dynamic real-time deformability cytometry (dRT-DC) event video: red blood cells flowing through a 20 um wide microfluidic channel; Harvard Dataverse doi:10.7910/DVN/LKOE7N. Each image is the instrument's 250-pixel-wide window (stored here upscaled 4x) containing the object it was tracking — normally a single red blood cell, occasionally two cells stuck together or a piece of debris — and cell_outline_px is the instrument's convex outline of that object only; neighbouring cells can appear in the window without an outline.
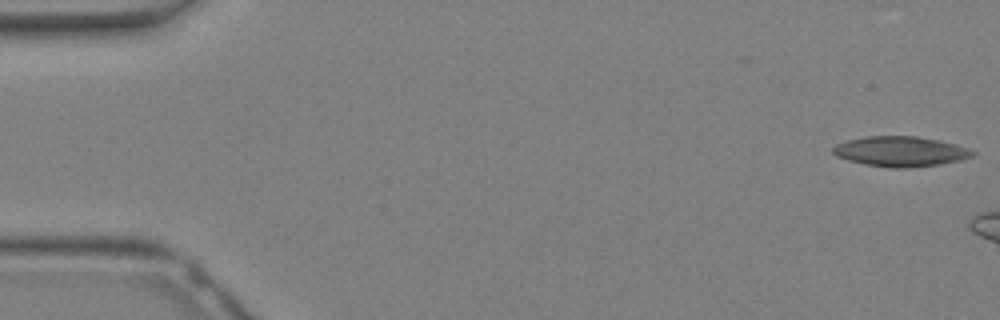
{"species": "Egyptian fruit bat (a non-hibernating species)", "species_latin": "Rousettus aegyptiacus", "temperature_condition": "warm", "stored_images_in_passage": 5, "camera_frame_rate_fps": 3000, "um_per_image_px": 0.085, "animal": {"sex": "female"}, "frame": {"image": 1, "passage_image": 1, "time_ms": 0.0, "image_size_px": [1000, 320], "cell_outline_px": [[976, 152], [972, 156], [960, 160], [940, 164], [908, 168], [892, 168], [864, 164], [848, 160], [836, 156], [832, 152], [832, 148], [836, 144], [848, 140], [864, 136], [916, 136], [940, 140], [956, 144], [968, 148]], "centroid_in_image_um": [76.53, 12.87], "position_along_channel_um": 8.5, "area_um2": 24.57}}